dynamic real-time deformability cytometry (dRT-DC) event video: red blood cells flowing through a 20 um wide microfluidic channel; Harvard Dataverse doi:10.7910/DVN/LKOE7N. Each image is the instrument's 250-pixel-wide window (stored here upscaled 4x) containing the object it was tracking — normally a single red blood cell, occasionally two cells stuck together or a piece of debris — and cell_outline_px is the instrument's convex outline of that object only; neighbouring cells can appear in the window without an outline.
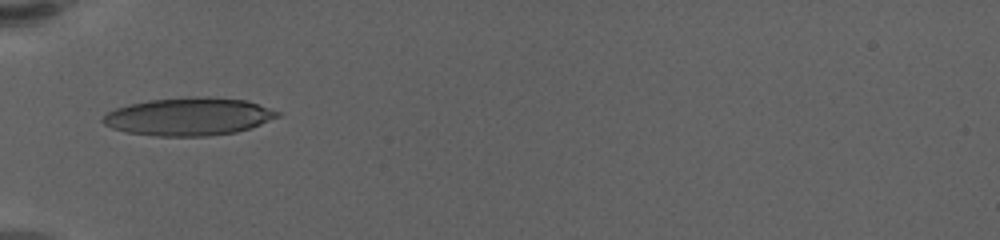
{"species": "human", "species_latin": "Homo sapiens", "temperature_condition": "warm", "stored_images_in_passage": 37, "camera_frame_rate_fps": 3000, "um_per_image_px": 0.085, "donor": {"sex": "female"}, "frame": {"image": 1, "passage_image": 1, "time_ms": 0.0, "image_size_px": [1000, 240], "cell_outline_px": [[280, 116], [260, 124], [236, 132], [208, 136], [156, 136], [128, 132], [112, 128], [104, 124], [100, 120], [108, 112], [116, 108], [128, 104], [148, 100], [192, 96], [208, 96], [248, 100], [280, 112]], "centroid_in_image_um": [16.04, 9.89], "position_along_channel_um": 69.0, "area_um2": 38.61}}
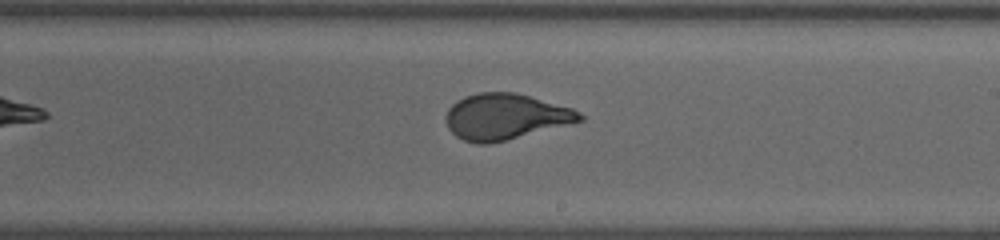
{"frame": {"image": 2, "passage_image": 17, "time_ms": 5.333, "image_size_px": [1000, 240], "cell_outline_px": [[584, 120], [488, 144], [476, 144], [464, 140], [456, 136], [448, 128], [448, 108], [456, 100], [464, 96], [480, 92], [516, 92], [572, 108], [580, 112], [584, 116]], "centroid_in_image_um": [42.95, 9.9], "position_along_channel_um": 246.0, "area_um2": 35.37}}
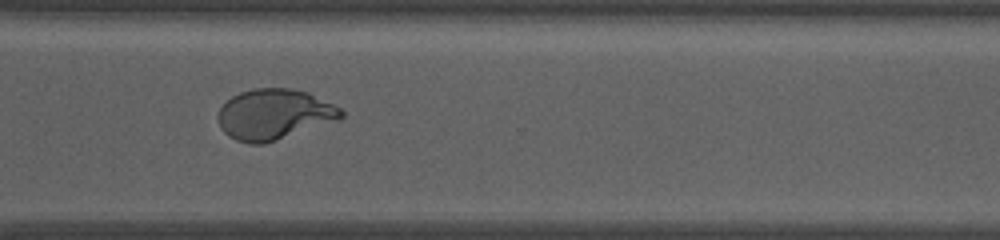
{"frame": {"image": 3, "passage_image": 26, "time_ms": 8.333, "image_size_px": [1000, 240], "cell_outline_px": [[344, 116], [340, 120], [264, 144], [248, 144], [236, 140], [228, 136], [220, 128], [220, 108], [232, 96], [240, 92], [256, 88], [288, 88], [308, 92], [340, 108], [344, 112]], "centroid_in_image_um": [23.33, 9.73], "position_along_channel_um": 347.3, "area_um2": 36.13}, "authors_computed_cell_mechanics": {"area_um2": 36.0094, "velocity_mm_per_s": 3.3807, "shape_relaxation_time_tau1_ms": 8.2116, "shape_relaxation_time_tau2_ms": null, "deformation_change_tau1": 0.2961, "deformation_change_tau2": null}}